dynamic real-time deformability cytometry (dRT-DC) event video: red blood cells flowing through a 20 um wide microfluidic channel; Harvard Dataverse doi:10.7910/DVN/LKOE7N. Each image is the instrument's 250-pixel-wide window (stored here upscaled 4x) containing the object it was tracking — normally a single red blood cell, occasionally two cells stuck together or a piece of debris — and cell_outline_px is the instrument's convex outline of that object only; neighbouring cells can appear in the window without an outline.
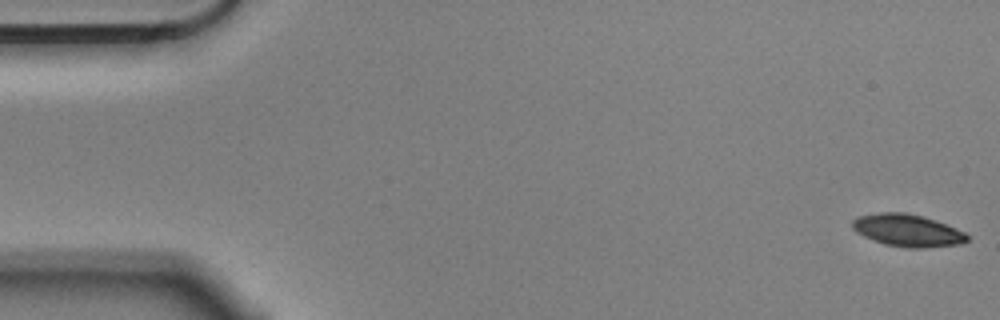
{"species": "Egyptian fruit bat (a non-hibernating species)", "species_latin": "Rousettus aegyptiacus", "temperature_condition": "cold", "stored_images_in_passage": 57, "camera_frame_rate_fps": 3000, "um_per_image_px": 0.085, "animal": {"sex": "male"}, "frame": {"image": 1, "passage_image": 1, "time_ms": 0.0, "image_size_px": [1000, 320], "cell_outline_px": [[968, 240], [960, 244], [924, 248], [908, 248], [884, 244], [872, 240], [856, 232], [852, 228], [852, 220], [856, 216], [880, 212], [904, 212], [924, 216], [936, 220], [956, 228], [964, 232], [968, 236]], "centroid_in_image_um": [77.11, 19.58], "position_along_channel_um": 7.9, "area_um2": 21.79}}
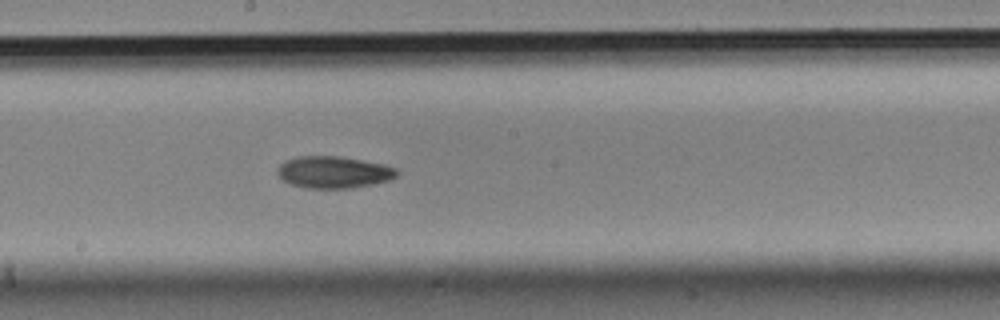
{"frame": {"image": 2, "passage_image": 30, "time_ms": 9.667, "image_size_px": [1000, 320], "cell_outline_px": [[400, 172], [396, 176], [388, 180], [372, 184], [352, 188], [308, 188], [292, 184], [284, 180], [276, 172], [280, 164], [284, 160], [300, 156], [340, 156], [384, 164], [396, 168]], "centroid_in_image_um": [28.37, 14.63], "position_along_channel_um": 219.8, "area_um2": 22.14}}
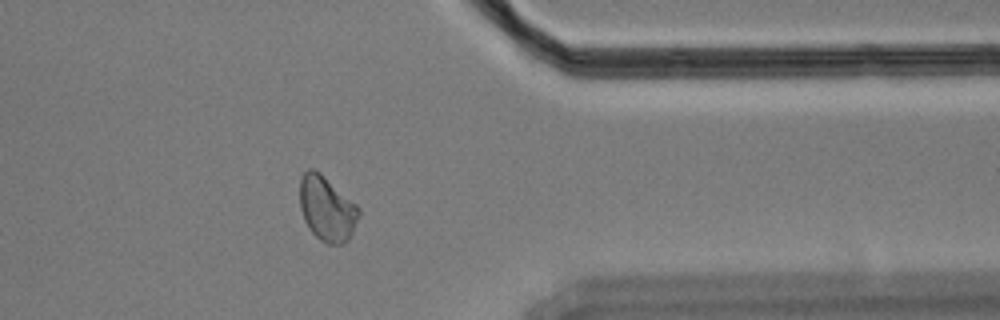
{"frame": {"image": 3, "passage_image": 45, "time_ms": 14.667, "image_size_px": [1000, 320], "cell_outline_px": [[360, 216], [348, 240], [344, 244], [328, 244], [320, 240], [308, 228], [304, 220], [300, 208], [300, 176], [308, 168], [312, 168], [320, 172], [356, 204], [360, 208]], "centroid_in_image_um": [27.78, 17.73], "position_along_channel_um": 383.6, "area_um2": 22.43}, "authors_computed_cell_mechanics": {"area_um2": 21.8484, "velocity_mm_per_s": 3.5442, "shape_relaxation_time_tau1_ms": 5.0773, "shape_relaxation_time_tau2_ms": null, "deformation_change_tau1": 0.1133, "deformation_change_tau2": null}}